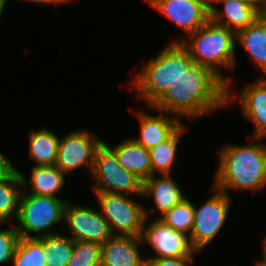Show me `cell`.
I'll list each match as a JSON object with an SVG mask.
<instances>
[{
    "mask_svg": "<svg viewBox=\"0 0 266 266\" xmlns=\"http://www.w3.org/2000/svg\"><path fill=\"white\" fill-rule=\"evenodd\" d=\"M227 85L208 68L192 63L147 108L192 121L227 106Z\"/></svg>",
    "mask_w": 266,
    "mask_h": 266,
    "instance_id": "1",
    "label": "cell"
},
{
    "mask_svg": "<svg viewBox=\"0 0 266 266\" xmlns=\"http://www.w3.org/2000/svg\"><path fill=\"white\" fill-rule=\"evenodd\" d=\"M22 187L25 193L57 197L56 193L61 191L65 185V174L56 165H34L31 170L30 180L19 171ZM32 189H28V183Z\"/></svg>",
    "mask_w": 266,
    "mask_h": 266,
    "instance_id": "19",
    "label": "cell"
},
{
    "mask_svg": "<svg viewBox=\"0 0 266 266\" xmlns=\"http://www.w3.org/2000/svg\"><path fill=\"white\" fill-rule=\"evenodd\" d=\"M95 193L143 195V181L122 167L114 152L103 142L96 150L91 176Z\"/></svg>",
    "mask_w": 266,
    "mask_h": 266,
    "instance_id": "6",
    "label": "cell"
},
{
    "mask_svg": "<svg viewBox=\"0 0 266 266\" xmlns=\"http://www.w3.org/2000/svg\"><path fill=\"white\" fill-rule=\"evenodd\" d=\"M185 132L186 128L182 124L167 140L149 150L152 175L156 174L157 171L160 173V176L174 172L172 166L176 160L177 146Z\"/></svg>",
    "mask_w": 266,
    "mask_h": 266,
    "instance_id": "22",
    "label": "cell"
},
{
    "mask_svg": "<svg viewBox=\"0 0 266 266\" xmlns=\"http://www.w3.org/2000/svg\"><path fill=\"white\" fill-rule=\"evenodd\" d=\"M67 266H101V244L74 241V251Z\"/></svg>",
    "mask_w": 266,
    "mask_h": 266,
    "instance_id": "27",
    "label": "cell"
},
{
    "mask_svg": "<svg viewBox=\"0 0 266 266\" xmlns=\"http://www.w3.org/2000/svg\"><path fill=\"white\" fill-rule=\"evenodd\" d=\"M211 191L214 192L213 195L204 204L200 207L194 204L193 229L189 238L193 248L198 252L217 236L230 211L231 195L214 186Z\"/></svg>",
    "mask_w": 266,
    "mask_h": 266,
    "instance_id": "8",
    "label": "cell"
},
{
    "mask_svg": "<svg viewBox=\"0 0 266 266\" xmlns=\"http://www.w3.org/2000/svg\"><path fill=\"white\" fill-rule=\"evenodd\" d=\"M256 7L262 14H266V0H237Z\"/></svg>",
    "mask_w": 266,
    "mask_h": 266,
    "instance_id": "31",
    "label": "cell"
},
{
    "mask_svg": "<svg viewBox=\"0 0 266 266\" xmlns=\"http://www.w3.org/2000/svg\"><path fill=\"white\" fill-rule=\"evenodd\" d=\"M227 106L239 99L241 111L246 120L254 125L252 137L266 139V77L261 75L239 92H232L227 86Z\"/></svg>",
    "mask_w": 266,
    "mask_h": 266,
    "instance_id": "13",
    "label": "cell"
},
{
    "mask_svg": "<svg viewBox=\"0 0 266 266\" xmlns=\"http://www.w3.org/2000/svg\"><path fill=\"white\" fill-rule=\"evenodd\" d=\"M67 202L68 200H62L58 197L34 195L22 190L16 218L17 223H14L19 236L39 238L58 234V232L55 233L49 229L58 223L60 224L63 220Z\"/></svg>",
    "mask_w": 266,
    "mask_h": 266,
    "instance_id": "5",
    "label": "cell"
},
{
    "mask_svg": "<svg viewBox=\"0 0 266 266\" xmlns=\"http://www.w3.org/2000/svg\"><path fill=\"white\" fill-rule=\"evenodd\" d=\"M104 141L91 134L87 129L71 131L59 138L55 165L66 175L85 166L91 174L94 167L96 150Z\"/></svg>",
    "mask_w": 266,
    "mask_h": 266,
    "instance_id": "9",
    "label": "cell"
},
{
    "mask_svg": "<svg viewBox=\"0 0 266 266\" xmlns=\"http://www.w3.org/2000/svg\"><path fill=\"white\" fill-rule=\"evenodd\" d=\"M239 42L266 76V14L236 33Z\"/></svg>",
    "mask_w": 266,
    "mask_h": 266,
    "instance_id": "20",
    "label": "cell"
},
{
    "mask_svg": "<svg viewBox=\"0 0 266 266\" xmlns=\"http://www.w3.org/2000/svg\"><path fill=\"white\" fill-rule=\"evenodd\" d=\"M256 266H266V264H256Z\"/></svg>",
    "mask_w": 266,
    "mask_h": 266,
    "instance_id": "35",
    "label": "cell"
},
{
    "mask_svg": "<svg viewBox=\"0 0 266 266\" xmlns=\"http://www.w3.org/2000/svg\"><path fill=\"white\" fill-rule=\"evenodd\" d=\"M246 145L226 144L218 152L219 166L213 186L228 190L256 192L266 187V142L251 137Z\"/></svg>",
    "mask_w": 266,
    "mask_h": 266,
    "instance_id": "2",
    "label": "cell"
},
{
    "mask_svg": "<svg viewBox=\"0 0 266 266\" xmlns=\"http://www.w3.org/2000/svg\"><path fill=\"white\" fill-rule=\"evenodd\" d=\"M188 38L189 41L182 38L172 42H180L187 49L194 63L208 68L227 86H230L231 78L224 77L219 69L224 67L234 71L236 33L210 18Z\"/></svg>",
    "mask_w": 266,
    "mask_h": 266,
    "instance_id": "3",
    "label": "cell"
},
{
    "mask_svg": "<svg viewBox=\"0 0 266 266\" xmlns=\"http://www.w3.org/2000/svg\"><path fill=\"white\" fill-rule=\"evenodd\" d=\"M177 183L170 174H162L161 177L154 174L143 182L142 197H152L156 205L149 210L144 207L146 217L149 218L150 213L156 211L163 215L186 198Z\"/></svg>",
    "mask_w": 266,
    "mask_h": 266,
    "instance_id": "15",
    "label": "cell"
},
{
    "mask_svg": "<svg viewBox=\"0 0 266 266\" xmlns=\"http://www.w3.org/2000/svg\"><path fill=\"white\" fill-rule=\"evenodd\" d=\"M29 134L30 159L35 160L36 165H55L58 153L59 136L52 130L43 128L32 129Z\"/></svg>",
    "mask_w": 266,
    "mask_h": 266,
    "instance_id": "21",
    "label": "cell"
},
{
    "mask_svg": "<svg viewBox=\"0 0 266 266\" xmlns=\"http://www.w3.org/2000/svg\"><path fill=\"white\" fill-rule=\"evenodd\" d=\"M193 254L180 258H158V259H146L147 266H191L193 264Z\"/></svg>",
    "mask_w": 266,
    "mask_h": 266,
    "instance_id": "29",
    "label": "cell"
},
{
    "mask_svg": "<svg viewBox=\"0 0 266 266\" xmlns=\"http://www.w3.org/2000/svg\"><path fill=\"white\" fill-rule=\"evenodd\" d=\"M147 221L148 217H145L141 239L146 241L153 249L154 255H157L148 256L146 259L180 258L196 251L185 233L174 230L159 218L151 221L149 226L146 225Z\"/></svg>",
    "mask_w": 266,
    "mask_h": 266,
    "instance_id": "10",
    "label": "cell"
},
{
    "mask_svg": "<svg viewBox=\"0 0 266 266\" xmlns=\"http://www.w3.org/2000/svg\"><path fill=\"white\" fill-rule=\"evenodd\" d=\"M34 2V3H46V4H57L60 5V3L57 0H26V2Z\"/></svg>",
    "mask_w": 266,
    "mask_h": 266,
    "instance_id": "33",
    "label": "cell"
},
{
    "mask_svg": "<svg viewBox=\"0 0 266 266\" xmlns=\"http://www.w3.org/2000/svg\"><path fill=\"white\" fill-rule=\"evenodd\" d=\"M139 244L141 237L113 235L101 244V266H147Z\"/></svg>",
    "mask_w": 266,
    "mask_h": 266,
    "instance_id": "14",
    "label": "cell"
},
{
    "mask_svg": "<svg viewBox=\"0 0 266 266\" xmlns=\"http://www.w3.org/2000/svg\"><path fill=\"white\" fill-rule=\"evenodd\" d=\"M16 170L10 159L0 152V180L9 178Z\"/></svg>",
    "mask_w": 266,
    "mask_h": 266,
    "instance_id": "30",
    "label": "cell"
},
{
    "mask_svg": "<svg viewBox=\"0 0 266 266\" xmlns=\"http://www.w3.org/2000/svg\"><path fill=\"white\" fill-rule=\"evenodd\" d=\"M22 190L18 169L9 178L0 180V223L8 222L12 216L17 218Z\"/></svg>",
    "mask_w": 266,
    "mask_h": 266,
    "instance_id": "23",
    "label": "cell"
},
{
    "mask_svg": "<svg viewBox=\"0 0 266 266\" xmlns=\"http://www.w3.org/2000/svg\"><path fill=\"white\" fill-rule=\"evenodd\" d=\"M158 112L161 114L152 115L141 110L137 113L141 125L140 136H133L132 139L148 150L167 140L182 125L178 117L173 118L167 112Z\"/></svg>",
    "mask_w": 266,
    "mask_h": 266,
    "instance_id": "17",
    "label": "cell"
},
{
    "mask_svg": "<svg viewBox=\"0 0 266 266\" xmlns=\"http://www.w3.org/2000/svg\"><path fill=\"white\" fill-rule=\"evenodd\" d=\"M209 2L210 18L235 33L248 27L263 15L256 7L237 0H209ZM216 3L222 4L223 10L217 9Z\"/></svg>",
    "mask_w": 266,
    "mask_h": 266,
    "instance_id": "16",
    "label": "cell"
},
{
    "mask_svg": "<svg viewBox=\"0 0 266 266\" xmlns=\"http://www.w3.org/2000/svg\"><path fill=\"white\" fill-rule=\"evenodd\" d=\"M192 63L187 49L180 42H171L145 63L130 85L136 88L138 100L142 99L151 106Z\"/></svg>",
    "mask_w": 266,
    "mask_h": 266,
    "instance_id": "4",
    "label": "cell"
},
{
    "mask_svg": "<svg viewBox=\"0 0 266 266\" xmlns=\"http://www.w3.org/2000/svg\"><path fill=\"white\" fill-rule=\"evenodd\" d=\"M104 143L117 156L119 164L143 182L152 175L150 151L134 139L124 140L113 148L107 142Z\"/></svg>",
    "mask_w": 266,
    "mask_h": 266,
    "instance_id": "18",
    "label": "cell"
},
{
    "mask_svg": "<svg viewBox=\"0 0 266 266\" xmlns=\"http://www.w3.org/2000/svg\"><path fill=\"white\" fill-rule=\"evenodd\" d=\"M158 218L174 230L189 236L193 229L194 203L186 197Z\"/></svg>",
    "mask_w": 266,
    "mask_h": 266,
    "instance_id": "26",
    "label": "cell"
},
{
    "mask_svg": "<svg viewBox=\"0 0 266 266\" xmlns=\"http://www.w3.org/2000/svg\"><path fill=\"white\" fill-rule=\"evenodd\" d=\"M12 263V266H47L43 237L25 238L19 236Z\"/></svg>",
    "mask_w": 266,
    "mask_h": 266,
    "instance_id": "25",
    "label": "cell"
},
{
    "mask_svg": "<svg viewBox=\"0 0 266 266\" xmlns=\"http://www.w3.org/2000/svg\"><path fill=\"white\" fill-rule=\"evenodd\" d=\"M188 35L210 19L209 0H144Z\"/></svg>",
    "mask_w": 266,
    "mask_h": 266,
    "instance_id": "12",
    "label": "cell"
},
{
    "mask_svg": "<svg viewBox=\"0 0 266 266\" xmlns=\"http://www.w3.org/2000/svg\"><path fill=\"white\" fill-rule=\"evenodd\" d=\"M266 235V234H265ZM263 243H262V248H263V251H262V255H263V257H262V259L260 260H257L256 261V264H266V236H264V239H263V241H262Z\"/></svg>",
    "mask_w": 266,
    "mask_h": 266,
    "instance_id": "32",
    "label": "cell"
},
{
    "mask_svg": "<svg viewBox=\"0 0 266 266\" xmlns=\"http://www.w3.org/2000/svg\"><path fill=\"white\" fill-rule=\"evenodd\" d=\"M47 266H67L74 251V240L63 234L43 236Z\"/></svg>",
    "mask_w": 266,
    "mask_h": 266,
    "instance_id": "24",
    "label": "cell"
},
{
    "mask_svg": "<svg viewBox=\"0 0 266 266\" xmlns=\"http://www.w3.org/2000/svg\"><path fill=\"white\" fill-rule=\"evenodd\" d=\"M6 3H7V0H0V19L4 11V8L6 7Z\"/></svg>",
    "mask_w": 266,
    "mask_h": 266,
    "instance_id": "34",
    "label": "cell"
},
{
    "mask_svg": "<svg viewBox=\"0 0 266 266\" xmlns=\"http://www.w3.org/2000/svg\"><path fill=\"white\" fill-rule=\"evenodd\" d=\"M18 238L14 223L10 228L0 230V265L12 263Z\"/></svg>",
    "mask_w": 266,
    "mask_h": 266,
    "instance_id": "28",
    "label": "cell"
},
{
    "mask_svg": "<svg viewBox=\"0 0 266 266\" xmlns=\"http://www.w3.org/2000/svg\"><path fill=\"white\" fill-rule=\"evenodd\" d=\"M64 223L74 241H89L103 244L113 235L100 210L85 205H73L68 201L64 209Z\"/></svg>",
    "mask_w": 266,
    "mask_h": 266,
    "instance_id": "11",
    "label": "cell"
},
{
    "mask_svg": "<svg viewBox=\"0 0 266 266\" xmlns=\"http://www.w3.org/2000/svg\"><path fill=\"white\" fill-rule=\"evenodd\" d=\"M112 235L141 237L144 206L127 194L95 193Z\"/></svg>",
    "mask_w": 266,
    "mask_h": 266,
    "instance_id": "7",
    "label": "cell"
}]
</instances>
